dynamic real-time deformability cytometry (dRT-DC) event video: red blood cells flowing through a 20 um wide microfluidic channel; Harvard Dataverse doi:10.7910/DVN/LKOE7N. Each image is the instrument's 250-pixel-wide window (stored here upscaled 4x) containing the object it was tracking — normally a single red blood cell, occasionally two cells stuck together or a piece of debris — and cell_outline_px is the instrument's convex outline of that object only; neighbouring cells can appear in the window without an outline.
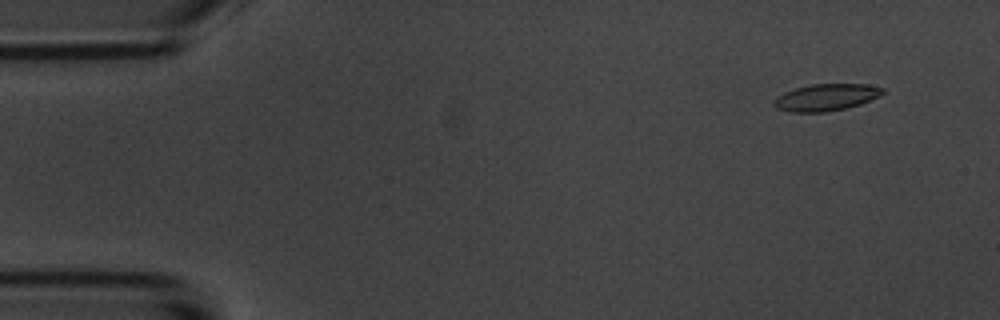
{"species": "common noctule bat (a hibernating species)", "species_latin": "Nyctalus noctula", "temperature_condition": "room temperature", "stored_images_in_passage": 4, "camera_frame_rate_fps": 3000, "um_per_image_px": 0.085, "animal": {"sex": "male", "body_mass_g": 20.1, "forearm_length_mm": 53.5}, "frame": {"image": 1, "passage_image": 2, "time_ms": 1.0, "image_size_px": [1000, 320], "cell_outline_px": [[888, 92], [880, 96], [860, 104], [844, 108], [824, 112], [788, 112], [776, 108], [772, 104], [784, 92], [808, 84], [868, 84], [884, 88]], "centroid_in_image_um": [70.26, 8.26], "position_along_channel_um": 14.7, "area_um2": 17.05}}
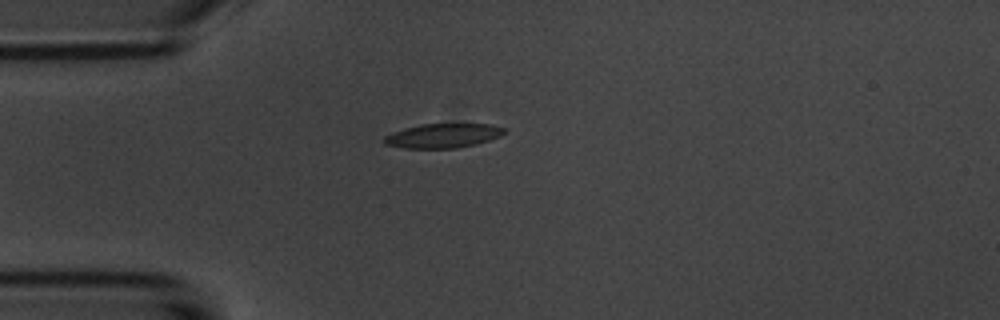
{"frame": {"image": 2, "passage_image": 4, "time_ms": 4.333, "image_size_px": [1000, 320], "cell_outline_px": [[508, 132], [500, 136], [476, 144], [456, 148], [404, 148], [384, 144], [380, 140], [384, 136], [392, 132], [404, 128], [420, 124], [488, 124], [508, 128]], "centroid_in_image_um": [37.64, 11.53], "position_along_channel_um": 47.4, "area_um2": 17.22}}